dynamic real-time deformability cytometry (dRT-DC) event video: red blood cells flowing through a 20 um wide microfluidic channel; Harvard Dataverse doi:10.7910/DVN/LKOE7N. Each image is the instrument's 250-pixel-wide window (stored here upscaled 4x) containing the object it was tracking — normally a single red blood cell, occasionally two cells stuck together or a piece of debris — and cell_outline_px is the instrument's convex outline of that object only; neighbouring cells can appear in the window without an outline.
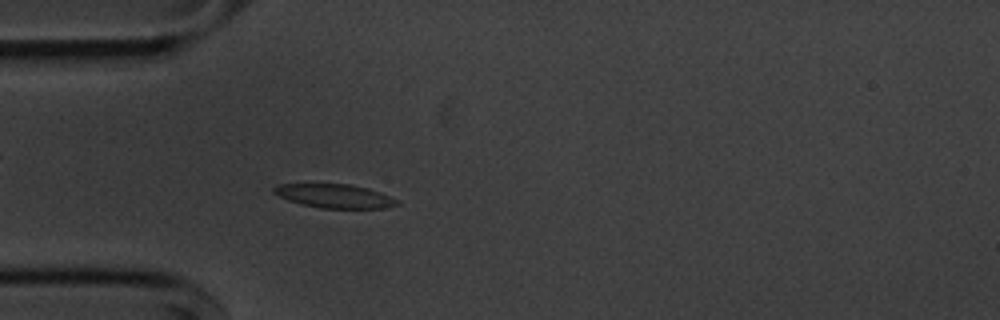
{"species": "common noctule bat (a hibernating species)", "species_latin": "Nyctalus noctula", "temperature_condition": "cold", "stored_images_in_passage": 54, "camera_frame_rate_fps": 3000, "um_per_image_px": 0.085, "animal": {"sex": "male", "body_mass_g": 20.1, "forearm_length_mm": 53.5}, "frame": {"image": 1, "passage_image": 15, "time_ms": 4.667, "image_size_px": [1000, 320], "cell_outline_px": [[400, 204], [384, 208], [320, 208], [300, 204], [288, 200], [272, 192], [272, 188], [276, 184], [348, 184], [368, 188], [380, 192], [400, 200]], "centroid_in_image_um": [28.44, 16.66], "position_along_channel_um": 56.6, "area_um2": 17.17}}
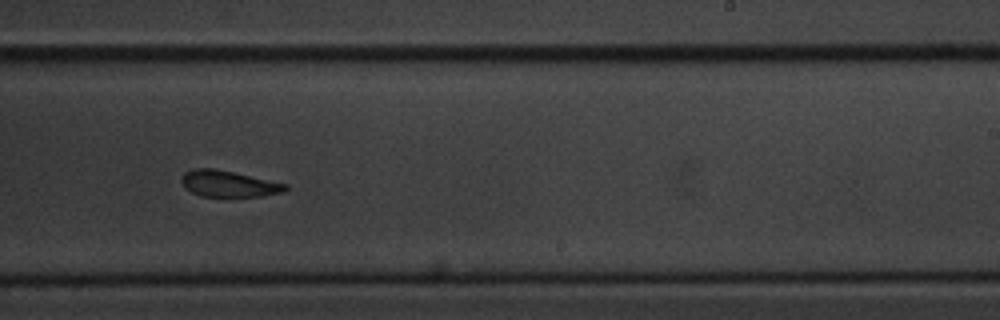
{"frame": {"image": 2, "passage_image": 33, "time_ms": 10.667, "image_size_px": [1000, 320], "cell_outline_px": [[288, 188], [284, 192], [260, 196], [200, 196], [184, 188], [180, 180], [184, 172], [192, 168], [216, 168], [288, 184]], "centroid_in_image_um": [19.4, 15.61], "position_along_channel_um": 269.6, "area_um2": 16.01}}
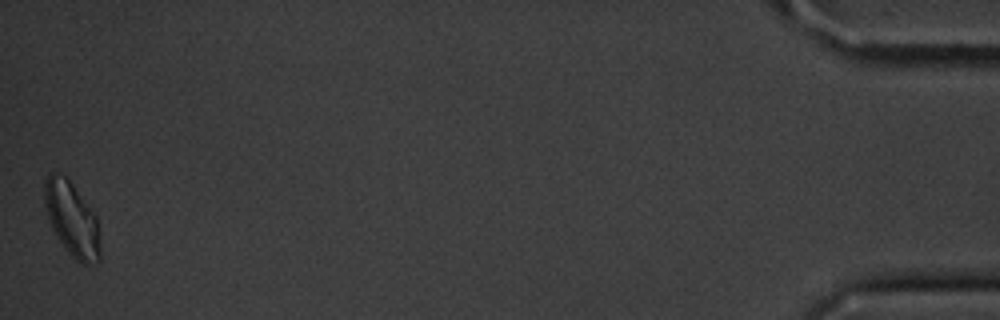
{"frame": {"image": 3, "passage_image": 54, "time_ms": 17.667, "image_size_px": [1000, 320], "cell_outline_px": [[100, 260], [96, 264], [80, 264], [64, 248], [56, 236], [52, 228], [44, 204], [44, 180], [48, 172], [52, 172], [68, 176], [96, 216], [100, 240]], "centroid_in_image_um": [6.11, 18.61], "position_along_channel_um": 429.1, "area_um2": 24.45}, "authors_computed_cell_mechanics": {"area_um2": 17.7446, "velocity_mm_per_s": 3.6218, "shape_relaxation_time_tau1_ms": 2.4852, "shape_relaxation_time_tau2_ms": 2.2582, "deformation_change_tau1": 0.0992, "deformation_change_tau2": 0.0691}}